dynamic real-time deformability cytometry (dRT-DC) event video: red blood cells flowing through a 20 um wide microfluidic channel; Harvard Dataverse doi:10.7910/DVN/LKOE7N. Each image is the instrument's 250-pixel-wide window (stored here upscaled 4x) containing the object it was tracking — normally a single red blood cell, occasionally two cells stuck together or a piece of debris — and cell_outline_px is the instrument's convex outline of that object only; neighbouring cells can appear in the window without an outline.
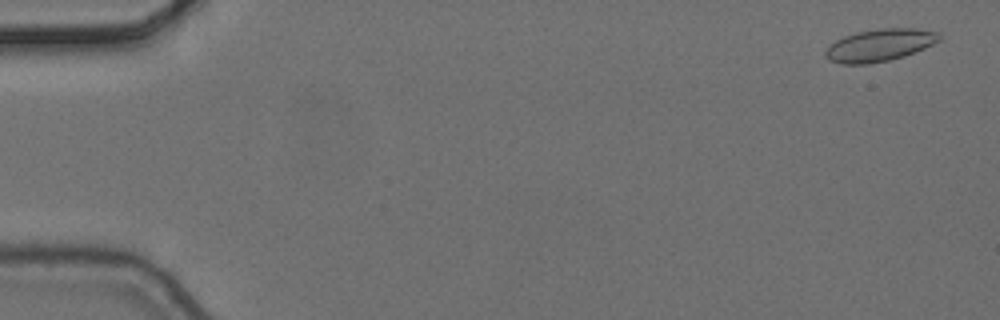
{"species": "common noctule bat (a hibernating species)", "species_latin": "Nyctalus noctula", "temperature_condition": "cold", "stored_images_in_passage": 5, "camera_frame_rate_fps": 3000, "um_per_image_px": 0.085, "animal": {"sex": "female", "body_mass_g": 24.6, "forearm_length_mm": 56.2}, "frame": {"image": 1, "passage_image": 1, "time_ms": 0.0, "image_size_px": [1000, 320], "cell_outline_px": [[940, 40], [924, 48], [904, 56], [888, 60], [868, 64], [840, 64], [828, 60], [824, 56], [824, 52], [836, 40], [844, 36], [856, 32], [880, 28], [912, 28], [936, 32], [940, 36]], "centroid_in_image_um": [74.72, 3.84], "position_along_channel_um": 10.3, "area_um2": 21.27}}
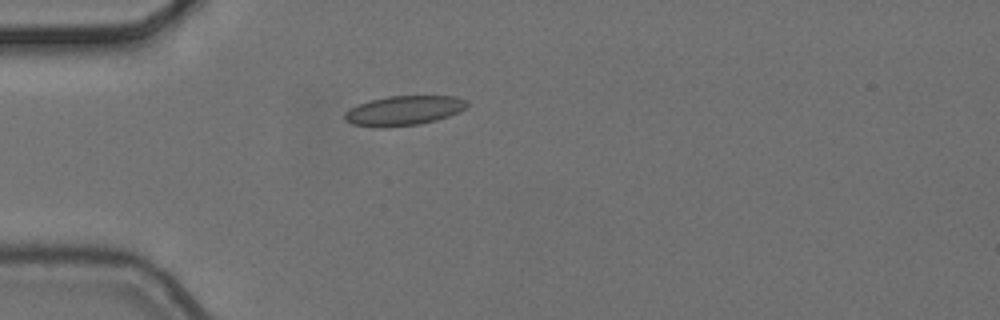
{"frame": {"image": 2, "passage_image": 4, "time_ms": 1.0, "image_size_px": [1000, 320], "cell_outline_px": [[468, 104], [460, 112], [436, 120], [420, 124], [388, 128], [380, 128], [352, 124], [344, 120], [344, 112], [360, 104], [372, 100], [388, 96], [456, 96], [468, 100]], "centroid_in_image_um": [34.34, 9.41], "position_along_channel_um": 50.7, "area_um2": 21.21}}